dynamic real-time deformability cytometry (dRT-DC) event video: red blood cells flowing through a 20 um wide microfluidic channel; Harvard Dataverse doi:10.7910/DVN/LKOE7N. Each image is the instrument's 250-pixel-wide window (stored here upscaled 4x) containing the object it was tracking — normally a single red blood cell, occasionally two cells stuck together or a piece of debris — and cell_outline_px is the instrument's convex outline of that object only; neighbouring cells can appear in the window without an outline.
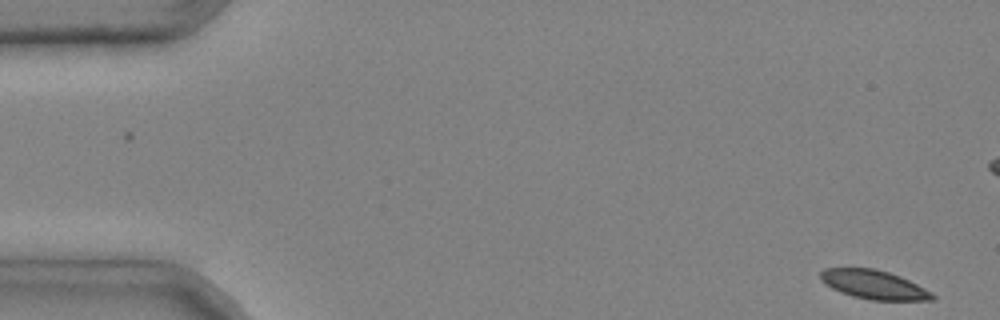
{"species": "common noctule bat (a hibernating species)", "species_latin": "Nyctalus noctula", "temperature_condition": "cold", "stored_images_in_passage": 7, "camera_frame_rate_fps": 3000, "um_per_image_px": 0.085, "animal": {"sex": "male", "body_mass_g": 20.4}, "frame": {"image": 1, "passage_image": 1, "time_ms": 0.0, "image_size_px": [1000, 320], "cell_outline_px": [[936, 300], [872, 300], [852, 296], [840, 292], [832, 288], [820, 280], [820, 272], [824, 268], [876, 268], [900, 276], [932, 292], [936, 296]], "centroid_in_image_um": [74.27, 24.19], "position_along_channel_um": 10.7, "area_um2": 18.84}}
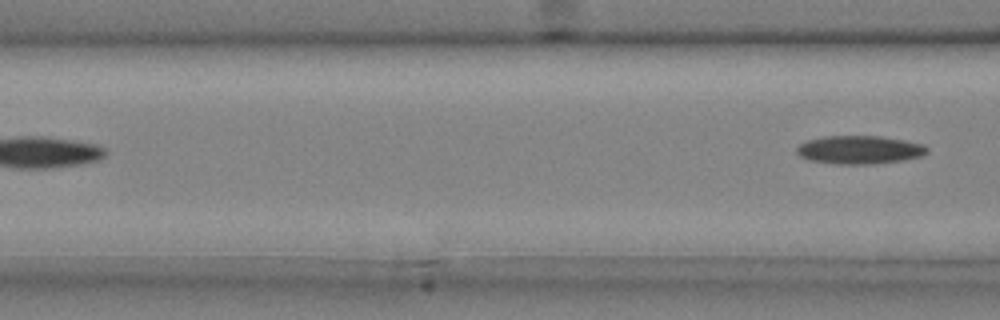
{"frame": {"image": 2, "passage_image": 7, "time_ms": 2.0, "image_size_px": [1000, 320], "cell_outline_px": [[928, 152], [920, 156], [904, 160], [872, 164], [836, 164], [808, 160], [800, 156], [796, 152], [796, 148], [800, 144], [808, 140], [824, 136], [880, 136], [904, 140], [924, 144], [928, 148]], "centroid_in_image_um": [73.05, 12.73], "position_along_channel_um": 93.5, "area_um2": 21.56}}